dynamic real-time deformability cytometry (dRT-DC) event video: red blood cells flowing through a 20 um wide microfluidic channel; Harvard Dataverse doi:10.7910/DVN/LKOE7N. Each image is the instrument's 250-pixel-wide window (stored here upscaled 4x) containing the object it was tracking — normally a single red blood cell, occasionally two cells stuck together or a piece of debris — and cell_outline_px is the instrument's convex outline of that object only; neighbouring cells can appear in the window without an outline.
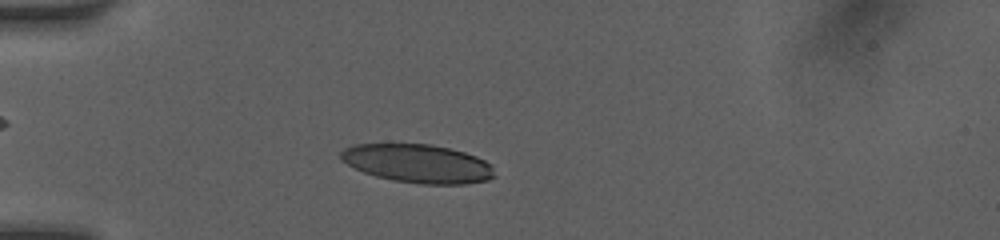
{"species": "human", "species_latin": "Homo sapiens", "temperature_condition": "room temperature", "stored_images_in_passage": 5, "camera_frame_rate_fps": 3000, "um_per_image_px": 0.085, "donor": {"sex": "female"}, "frame": {"image": 1, "passage_image": 3, "time_ms": 2.0, "image_size_px": [1000, 240], "cell_outline_px": [[496, 176], [488, 180], [464, 184], [420, 184], [392, 180], [376, 176], [364, 172], [340, 160], [340, 152], [344, 148], [356, 144], [432, 144], [464, 152], [476, 156], [492, 164]], "centroid_in_image_um": [35.54, 13.9], "position_along_channel_um": 49.5, "area_um2": 34.56}}
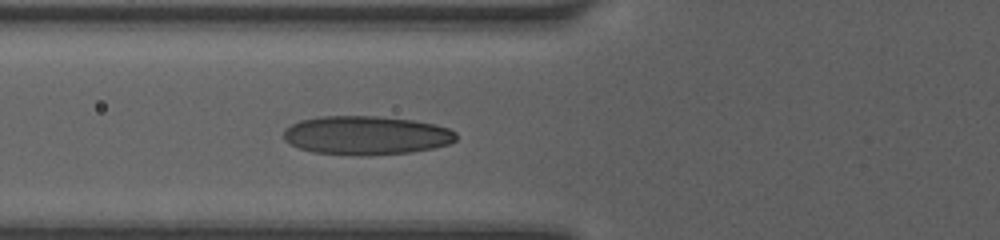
{"frame": {"image": 2, "passage_image": 5, "time_ms": 3.667, "image_size_px": [1000, 240], "cell_outline_px": [[456, 140], [448, 144], [432, 148], [408, 152], [368, 156], [356, 156], [312, 152], [300, 148], [284, 140], [284, 128], [300, 120], [320, 116], [376, 116], [412, 120], [436, 124], [448, 128], [456, 132]], "centroid_in_image_um": [31.11, 11.51], "position_along_channel_um": 94.7, "area_um2": 39.13}}